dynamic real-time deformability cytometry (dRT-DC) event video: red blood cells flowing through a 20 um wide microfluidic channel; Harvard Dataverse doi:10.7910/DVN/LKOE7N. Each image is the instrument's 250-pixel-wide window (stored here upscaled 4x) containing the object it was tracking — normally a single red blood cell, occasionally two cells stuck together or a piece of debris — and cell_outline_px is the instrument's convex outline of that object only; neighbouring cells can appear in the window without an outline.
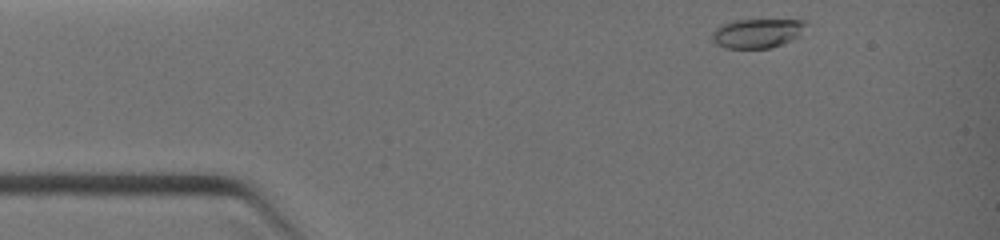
{"species": "common noctule bat (a hibernating species)", "species_latin": "Nyctalus noctula", "temperature_condition": "warm", "stored_images_in_passage": 29, "camera_frame_rate_fps": 3000, "um_per_image_px": 0.085, "animal": {"sex": "female", "body_mass_g": 19.0, "forearm_length_mm": 51.5}, "frame": {"image": 1, "passage_image": 1, "time_ms": 0.0, "image_size_px": [1000, 240], "cell_outline_px": [[808, 24], [800, 36], [784, 44], [772, 48], [724, 48], [716, 44], [712, 40], [712, 32], [720, 24], [736, 20], [808, 20]], "centroid_in_image_um": [64.4, 2.83], "position_along_channel_um": 20.6, "area_um2": 16.3}}
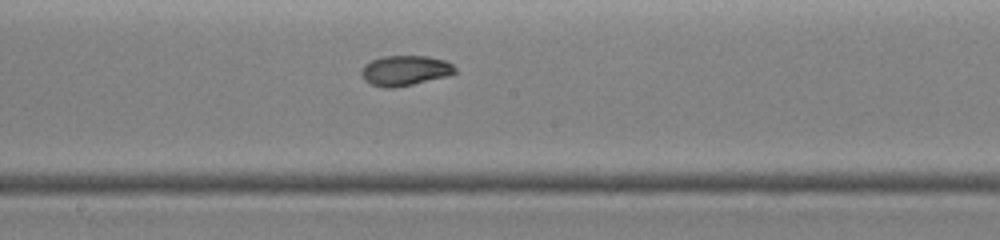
{"frame": {"image": 2, "passage_image": 17, "time_ms": 5.0, "image_size_px": [1000, 240], "cell_outline_px": [[456, 72], [448, 76], [412, 84], [392, 88], [388, 88], [372, 84], [364, 80], [360, 76], [360, 72], [364, 64], [372, 60], [384, 56], [428, 56], [444, 60], [452, 64], [456, 68]], "centroid_in_image_um": [34.41, 5.99], "position_along_channel_um": 213.8, "area_um2": 16.42}}
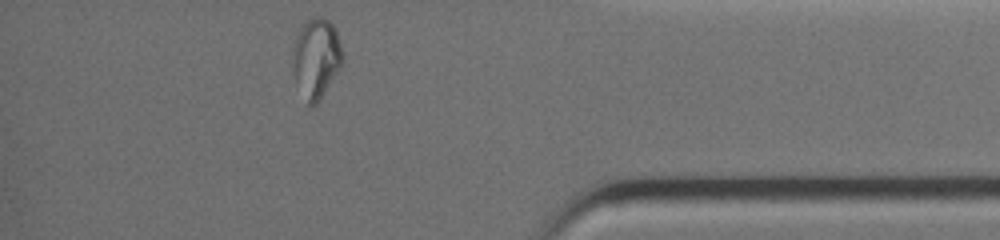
{"frame": {"image": 3, "passage_image": 29, "time_ms": 9.0, "image_size_px": [1000, 240], "cell_outline_px": [[344, 60], [340, 68], [316, 104], [308, 104], [292, 72], [292, 44], [304, 20], [312, 16], [320, 16], [328, 20], [332, 24], [336, 32], [340, 44]], "centroid_in_image_um": [26.85, 4.87], "position_along_channel_um": 408.3, "area_um2": 23.12}}